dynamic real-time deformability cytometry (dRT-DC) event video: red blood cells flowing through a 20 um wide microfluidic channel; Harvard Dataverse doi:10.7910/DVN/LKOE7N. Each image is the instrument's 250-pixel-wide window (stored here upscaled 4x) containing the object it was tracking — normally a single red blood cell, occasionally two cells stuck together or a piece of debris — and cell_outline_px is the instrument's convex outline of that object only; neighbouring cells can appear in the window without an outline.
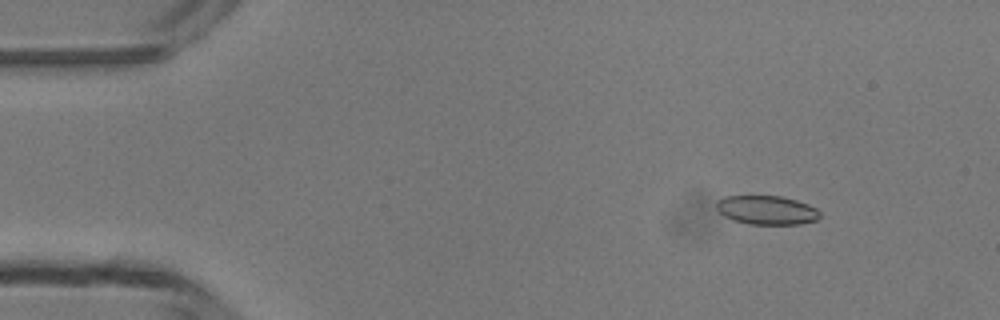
{"species": "common noctule bat (a hibernating species)", "species_latin": "Nyctalus noctula", "temperature_condition": "room temperature", "stored_images_in_passage": 4, "camera_frame_rate_fps": 3000, "um_per_image_px": 0.085, "animal": {"sex": "male", "body_mass_g": 13.3}, "frame": {"image": 1, "passage_image": 2, "time_ms": 1.0, "image_size_px": [1000, 320], "cell_outline_px": [[820, 216], [816, 220], [800, 224], [748, 224], [732, 220], [724, 216], [716, 208], [716, 200], [724, 196], [780, 196], [796, 200], [808, 204], [816, 208], [820, 212]], "centroid_in_image_um": [65.15, 17.86], "position_along_channel_um": 19.9, "area_um2": 17.51}}